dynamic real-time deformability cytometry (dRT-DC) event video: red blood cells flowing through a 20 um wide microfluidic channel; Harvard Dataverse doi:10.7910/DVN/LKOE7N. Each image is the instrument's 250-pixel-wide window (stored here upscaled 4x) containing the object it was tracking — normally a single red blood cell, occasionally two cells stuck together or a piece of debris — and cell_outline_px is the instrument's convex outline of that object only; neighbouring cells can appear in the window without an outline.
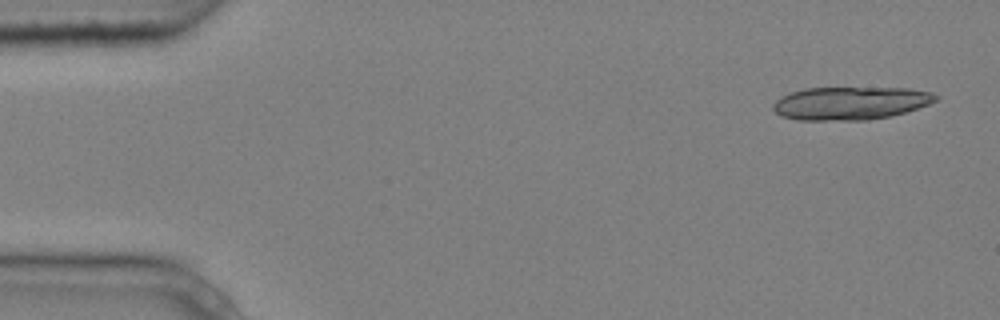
{"species": "common noctule bat (a hibernating species)", "species_latin": "Nyctalus noctula", "temperature_condition": "cold", "stored_images_in_passage": 5, "camera_frame_rate_fps": 3000, "um_per_image_px": 0.085, "animal": {"sex": "male", "body_mass_g": 20.4}, "frame": {"image": 1, "passage_image": 1, "time_ms": 0.0, "image_size_px": [1000, 320], "cell_outline_px": [[940, 96], [936, 100], [928, 104], [892, 116], [868, 120], [800, 120], [780, 116], [772, 108], [772, 104], [776, 100], [792, 92], [804, 88], [908, 88], [932, 92]], "centroid_in_image_um": [72.29, 8.77], "position_along_channel_um": 12.7, "area_um2": 31.27}}